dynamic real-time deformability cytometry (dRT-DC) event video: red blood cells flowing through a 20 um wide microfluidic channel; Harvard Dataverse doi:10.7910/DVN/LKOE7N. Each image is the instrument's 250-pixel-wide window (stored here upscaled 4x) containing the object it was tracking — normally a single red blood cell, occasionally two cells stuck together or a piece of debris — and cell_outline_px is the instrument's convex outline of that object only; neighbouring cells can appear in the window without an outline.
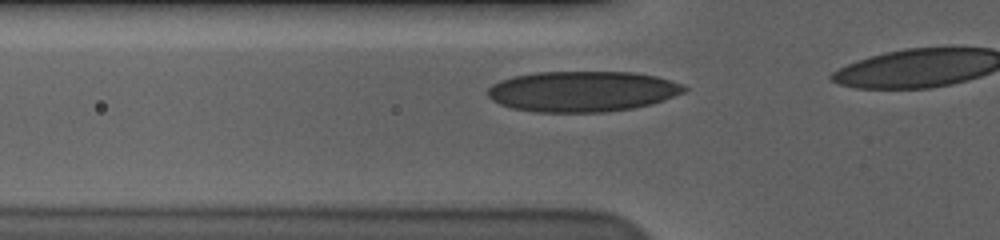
{"species": "human", "species_latin": "Homo sapiens", "temperature_condition": "cold", "stored_images_in_passage": 8, "camera_frame_rate_fps": 3000, "um_per_image_px": 0.085, "donor": {"sex": "male"}, "frame": {"image": 1, "passage_image": 2, "time_ms": 0.333, "image_size_px": [1000, 240], "cell_outline_px": [[688, 88], [684, 92], [664, 100], [652, 104], [632, 108], [608, 112], [532, 112], [512, 108], [500, 104], [492, 100], [488, 96], [488, 88], [492, 84], [500, 80], [512, 76], [536, 72], [632, 72], [656, 76], [684, 84]], "centroid_in_image_um": [49.5, 7.77], "position_along_channel_um": 76.3, "area_um2": 46.76}}
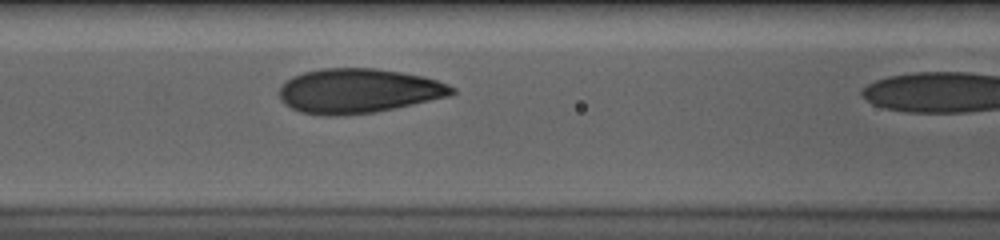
{"frame": {"image": 2, "passage_image": 7, "time_ms": 2.0, "image_size_px": [1000, 240], "cell_outline_px": [[456, 92], [448, 96], [376, 112], [336, 116], [324, 116], [300, 112], [284, 104], [280, 100], [280, 88], [292, 76], [304, 72], [324, 68], [372, 68], [400, 72], [424, 76], [448, 84], [456, 88]], "centroid_in_image_um": [30.45, 7.73], "position_along_channel_um": 136.1, "area_um2": 44.68}}